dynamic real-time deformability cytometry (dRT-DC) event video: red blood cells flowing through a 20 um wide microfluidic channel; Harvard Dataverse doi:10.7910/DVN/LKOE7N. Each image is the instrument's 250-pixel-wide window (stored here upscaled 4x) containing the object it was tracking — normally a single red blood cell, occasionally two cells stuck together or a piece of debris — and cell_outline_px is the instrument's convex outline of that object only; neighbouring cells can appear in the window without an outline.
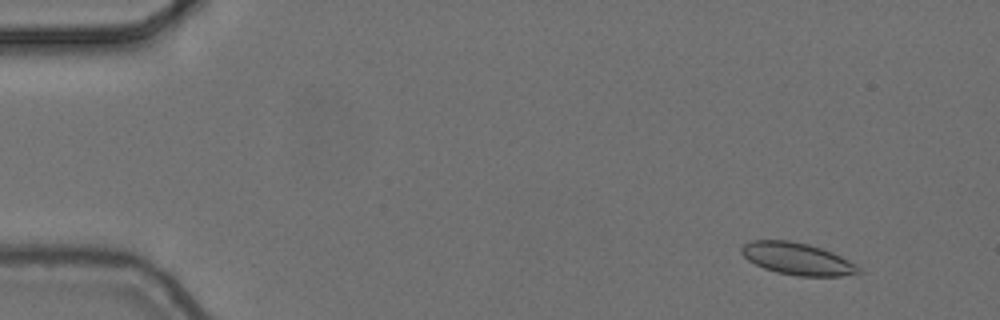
{"species": "common noctule bat (a hibernating species)", "species_latin": "Nyctalus noctula", "temperature_condition": "cold", "stored_images_in_passage": 9, "camera_frame_rate_fps": 3000, "um_per_image_px": 0.085, "animal": {"sex": "female", "body_mass_g": 24.6, "forearm_length_mm": 56.2}, "frame": {"image": 1, "passage_image": 2, "time_ms": 0.333, "image_size_px": [1000, 320], "cell_outline_px": [[864, 272], [840, 276], [800, 276], [776, 272], [764, 268], [748, 260], [740, 252], [740, 248], [744, 244], [752, 240], [788, 240], [808, 244], [832, 252], [856, 264]], "centroid_in_image_um": [67.77, 22.0], "position_along_channel_um": 17.2, "area_um2": 21.79}}
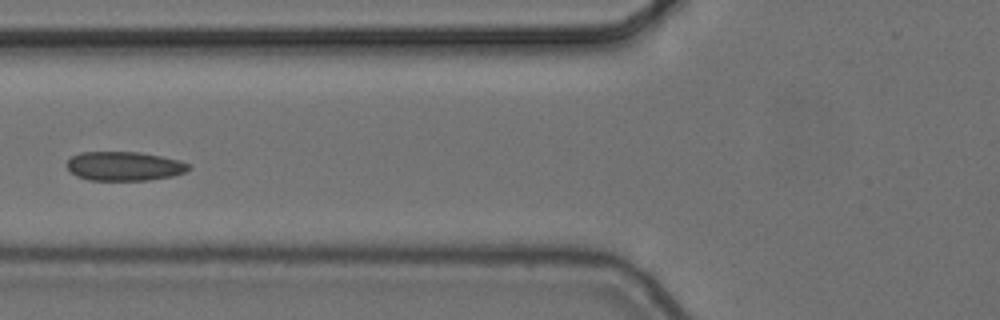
{"frame": {"image": 2, "passage_image": 6, "time_ms": 1.667, "image_size_px": [1000, 320], "cell_outline_px": [[192, 168], [184, 172], [172, 176], [148, 180], [88, 180], [76, 176], [68, 168], [68, 160], [72, 156], [80, 152], [140, 152], [180, 160], [192, 164]], "centroid_in_image_um": [10.6, 14.12], "position_along_channel_um": 115.2, "area_um2": 20.69}}
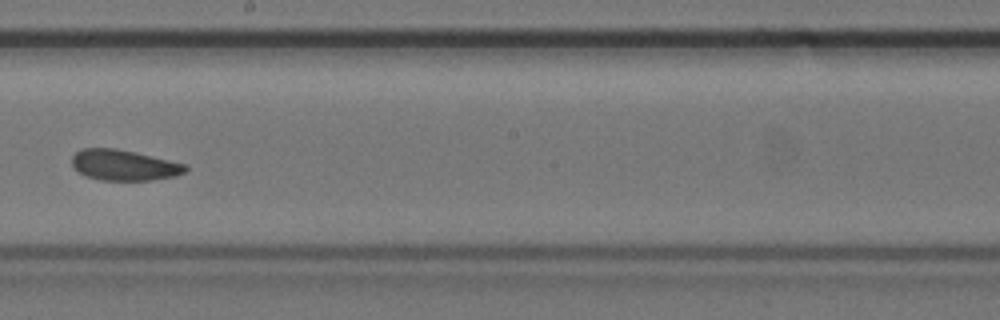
{"frame": {"image": 3, "passage_image": 9, "time_ms": 2.667, "image_size_px": [1000, 320], "cell_outline_px": [[188, 168], [184, 172], [176, 176], [152, 180], [100, 180], [84, 176], [72, 164], [72, 156], [80, 148], [116, 148], [136, 152], [188, 164]], "centroid_in_image_um": [10.56, 14.03], "position_along_channel_um": 237.6, "area_um2": 20.46}}